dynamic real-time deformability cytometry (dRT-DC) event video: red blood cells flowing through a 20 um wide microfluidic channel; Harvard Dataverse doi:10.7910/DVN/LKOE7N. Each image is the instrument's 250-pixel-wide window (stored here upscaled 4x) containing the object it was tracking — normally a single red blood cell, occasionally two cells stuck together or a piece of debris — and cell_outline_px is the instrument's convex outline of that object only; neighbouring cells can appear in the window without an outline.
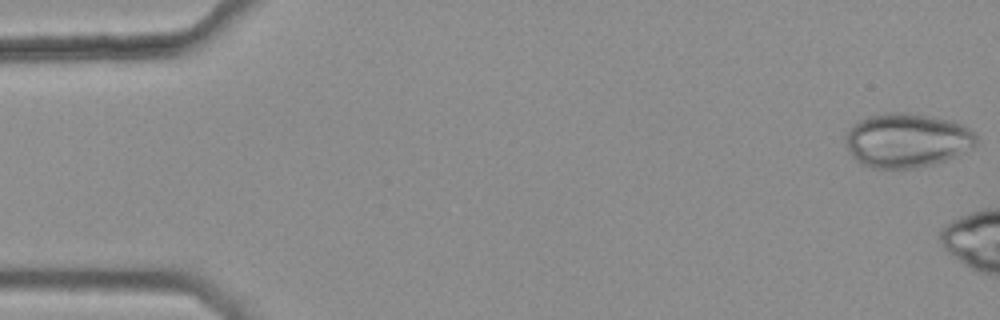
{"species": "common noctule bat (a hibernating species)", "species_latin": "Nyctalus noctula", "temperature_condition": "warm", "stored_images_in_passage": 10, "camera_frame_rate_fps": 3000, "um_per_image_px": 0.085, "animal": {"sex": "female", "body_mass_g": 25.1}, "frame": {"image": 1, "passage_image": 1, "time_ms": 0.0, "image_size_px": [1000, 320], "cell_outline_px": [[976, 144], [972, 148], [956, 156], [932, 164], [916, 168], [872, 168], [860, 164], [852, 156], [848, 148], [844, 136], [848, 128], [852, 124], [868, 116], [884, 112], [904, 112], [952, 120], [976, 132]], "centroid_in_image_um": [77.06, 11.92], "position_along_channel_um": 7.9, "area_um2": 41.5}}